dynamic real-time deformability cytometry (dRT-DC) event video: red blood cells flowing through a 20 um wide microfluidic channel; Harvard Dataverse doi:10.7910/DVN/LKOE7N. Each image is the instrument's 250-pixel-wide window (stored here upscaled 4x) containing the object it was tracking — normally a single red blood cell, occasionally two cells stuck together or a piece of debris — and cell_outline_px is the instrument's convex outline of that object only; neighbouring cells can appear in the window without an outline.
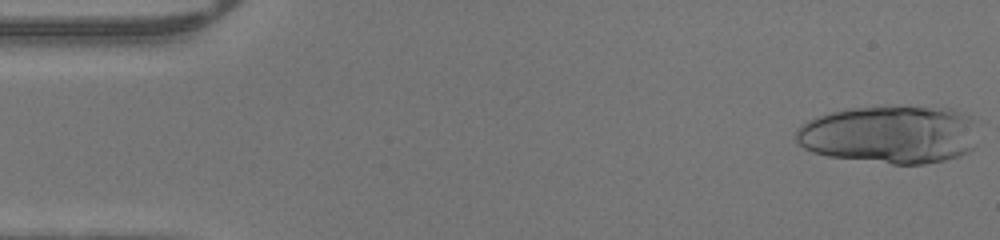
{"species": "human", "species_latin": "Homo sapiens", "temperature_condition": "warm", "stored_images_in_passage": 20, "segment_of_instrument_passage": [1, 2], "camera_frame_rate_fps": 3000, "um_per_image_px": 0.085, "donor": {"sex": "male"}, "frame": {"image": 1, "passage_image": 1, "time_ms": 0.0, "image_size_px": [1000, 240], "cell_outline_px": [[976, 144], [968, 152], [960, 156], [944, 160], [924, 164], [892, 164], [828, 156], [812, 152], [804, 148], [796, 140], [796, 128], [808, 120], [816, 116], [848, 108], [884, 104], [900, 104], [952, 108], [976, 116]], "centroid_in_image_um": [75.71, 11.38], "position_along_channel_um": 9.3, "area_um2": 63.52}}